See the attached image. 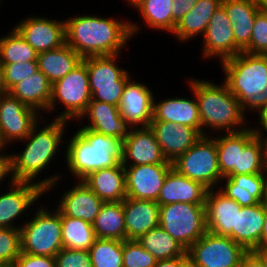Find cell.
Segmentation results:
<instances>
[{"instance_id": "6da1fadb", "label": "cell", "mask_w": 267, "mask_h": 267, "mask_svg": "<svg viewBox=\"0 0 267 267\" xmlns=\"http://www.w3.org/2000/svg\"><path fill=\"white\" fill-rule=\"evenodd\" d=\"M64 22L65 43L82 58L121 54L130 38L139 31L135 22L96 15H79Z\"/></svg>"}, {"instance_id": "7a4b0ae2", "label": "cell", "mask_w": 267, "mask_h": 267, "mask_svg": "<svg viewBox=\"0 0 267 267\" xmlns=\"http://www.w3.org/2000/svg\"><path fill=\"white\" fill-rule=\"evenodd\" d=\"M66 120L54 119L50 124L41 127L37 123L30 134L24 139L25 148L20 153L11 154L12 177L14 181L32 182L39 184L47 193L54 185H58L61 174L45 177L44 180L33 182L37 175L42 173L50 165L54 156L62 145L63 133L68 124ZM38 128V129H37ZM39 130V131H38ZM49 164V165H48Z\"/></svg>"}, {"instance_id": "3957f363", "label": "cell", "mask_w": 267, "mask_h": 267, "mask_svg": "<svg viewBox=\"0 0 267 267\" xmlns=\"http://www.w3.org/2000/svg\"><path fill=\"white\" fill-rule=\"evenodd\" d=\"M189 87L196 97L201 120V136L208 135L210 128L223 133L246 129L248 124L238 99L230 92L225 82L220 85L205 81L189 79ZM205 127V128H204ZM207 127V128H206ZM240 128V129H238ZM206 132V133H205Z\"/></svg>"}, {"instance_id": "277c9868", "label": "cell", "mask_w": 267, "mask_h": 267, "mask_svg": "<svg viewBox=\"0 0 267 267\" xmlns=\"http://www.w3.org/2000/svg\"><path fill=\"white\" fill-rule=\"evenodd\" d=\"M221 63L223 81L238 99L243 113L260 111L267 103V57L242 51Z\"/></svg>"}, {"instance_id": "5b68a950", "label": "cell", "mask_w": 267, "mask_h": 267, "mask_svg": "<svg viewBox=\"0 0 267 267\" xmlns=\"http://www.w3.org/2000/svg\"><path fill=\"white\" fill-rule=\"evenodd\" d=\"M66 148L67 167L78 181L98 169L115 166L121 158V142L117 138L88 128H79Z\"/></svg>"}, {"instance_id": "8992f818", "label": "cell", "mask_w": 267, "mask_h": 267, "mask_svg": "<svg viewBox=\"0 0 267 267\" xmlns=\"http://www.w3.org/2000/svg\"><path fill=\"white\" fill-rule=\"evenodd\" d=\"M25 223L20 226L21 252L55 257L63 248L61 214L57 210L52 212L40 206L34 217Z\"/></svg>"}, {"instance_id": "52a82bcc", "label": "cell", "mask_w": 267, "mask_h": 267, "mask_svg": "<svg viewBox=\"0 0 267 267\" xmlns=\"http://www.w3.org/2000/svg\"><path fill=\"white\" fill-rule=\"evenodd\" d=\"M119 56L116 54L82 59L88 70L91 100L119 106L124 87L131 79L128 71L116 64Z\"/></svg>"}, {"instance_id": "ba28073f", "label": "cell", "mask_w": 267, "mask_h": 267, "mask_svg": "<svg viewBox=\"0 0 267 267\" xmlns=\"http://www.w3.org/2000/svg\"><path fill=\"white\" fill-rule=\"evenodd\" d=\"M159 226L188 250L207 232L205 204L160 205Z\"/></svg>"}, {"instance_id": "9c48e42d", "label": "cell", "mask_w": 267, "mask_h": 267, "mask_svg": "<svg viewBox=\"0 0 267 267\" xmlns=\"http://www.w3.org/2000/svg\"><path fill=\"white\" fill-rule=\"evenodd\" d=\"M211 137L202 135L193 146L172 162V167L179 173L200 182L209 190L217 189L224 178L218 166L216 142Z\"/></svg>"}, {"instance_id": "30bf717a", "label": "cell", "mask_w": 267, "mask_h": 267, "mask_svg": "<svg viewBox=\"0 0 267 267\" xmlns=\"http://www.w3.org/2000/svg\"><path fill=\"white\" fill-rule=\"evenodd\" d=\"M57 101L62 103L65 109L54 119L77 120L85 111L91 101V92L88 70L83 60L66 76L52 85L49 113L56 109Z\"/></svg>"}, {"instance_id": "8fae6325", "label": "cell", "mask_w": 267, "mask_h": 267, "mask_svg": "<svg viewBox=\"0 0 267 267\" xmlns=\"http://www.w3.org/2000/svg\"><path fill=\"white\" fill-rule=\"evenodd\" d=\"M246 252L230 237L207 231L187 250V255L197 267H240Z\"/></svg>"}, {"instance_id": "7c38bea8", "label": "cell", "mask_w": 267, "mask_h": 267, "mask_svg": "<svg viewBox=\"0 0 267 267\" xmlns=\"http://www.w3.org/2000/svg\"><path fill=\"white\" fill-rule=\"evenodd\" d=\"M39 115L36 109L20 102L8 92L0 94V128L8 145L14 141H24L32 128L40 123Z\"/></svg>"}, {"instance_id": "4fadbf2b", "label": "cell", "mask_w": 267, "mask_h": 267, "mask_svg": "<svg viewBox=\"0 0 267 267\" xmlns=\"http://www.w3.org/2000/svg\"><path fill=\"white\" fill-rule=\"evenodd\" d=\"M120 162L123 166L172 164L164 156L150 127L131 129L129 136L121 143Z\"/></svg>"}, {"instance_id": "5bb4252c", "label": "cell", "mask_w": 267, "mask_h": 267, "mask_svg": "<svg viewBox=\"0 0 267 267\" xmlns=\"http://www.w3.org/2000/svg\"><path fill=\"white\" fill-rule=\"evenodd\" d=\"M38 53L54 50L65 44V22L30 16L13 27Z\"/></svg>"}, {"instance_id": "9a60e30c", "label": "cell", "mask_w": 267, "mask_h": 267, "mask_svg": "<svg viewBox=\"0 0 267 267\" xmlns=\"http://www.w3.org/2000/svg\"><path fill=\"white\" fill-rule=\"evenodd\" d=\"M233 25L220 5L211 17L203 37V58L217 57L220 62L238 55L242 50L235 44Z\"/></svg>"}, {"instance_id": "2e32d148", "label": "cell", "mask_w": 267, "mask_h": 267, "mask_svg": "<svg viewBox=\"0 0 267 267\" xmlns=\"http://www.w3.org/2000/svg\"><path fill=\"white\" fill-rule=\"evenodd\" d=\"M9 181L11 189L0 195V227L20 229L14 221L33 206L45 190L37 183L14 181L11 175Z\"/></svg>"}, {"instance_id": "e0dca14e", "label": "cell", "mask_w": 267, "mask_h": 267, "mask_svg": "<svg viewBox=\"0 0 267 267\" xmlns=\"http://www.w3.org/2000/svg\"><path fill=\"white\" fill-rule=\"evenodd\" d=\"M172 164L124 166L127 197L157 201Z\"/></svg>"}, {"instance_id": "ac0fdd59", "label": "cell", "mask_w": 267, "mask_h": 267, "mask_svg": "<svg viewBox=\"0 0 267 267\" xmlns=\"http://www.w3.org/2000/svg\"><path fill=\"white\" fill-rule=\"evenodd\" d=\"M132 81L126 83L118 106L121 116L132 128L149 127L153 119V91L140 81Z\"/></svg>"}, {"instance_id": "d6986e66", "label": "cell", "mask_w": 267, "mask_h": 267, "mask_svg": "<svg viewBox=\"0 0 267 267\" xmlns=\"http://www.w3.org/2000/svg\"><path fill=\"white\" fill-rule=\"evenodd\" d=\"M88 117L90 122L81 128H88L109 137L117 138L121 143L126 139L132 126L121 116L118 106L91 100L85 111L77 119L81 122Z\"/></svg>"}, {"instance_id": "ffe728a7", "label": "cell", "mask_w": 267, "mask_h": 267, "mask_svg": "<svg viewBox=\"0 0 267 267\" xmlns=\"http://www.w3.org/2000/svg\"><path fill=\"white\" fill-rule=\"evenodd\" d=\"M149 127L154 132L164 156L171 163L201 137L194 128L173 122L151 121Z\"/></svg>"}, {"instance_id": "44dd1931", "label": "cell", "mask_w": 267, "mask_h": 267, "mask_svg": "<svg viewBox=\"0 0 267 267\" xmlns=\"http://www.w3.org/2000/svg\"><path fill=\"white\" fill-rule=\"evenodd\" d=\"M208 190L205 201L207 231L219 236H229L236 229L238 202L228 198L219 189Z\"/></svg>"}, {"instance_id": "7402d4cb", "label": "cell", "mask_w": 267, "mask_h": 267, "mask_svg": "<svg viewBox=\"0 0 267 267\" xmlns=\"http://www.w3.org/2000/svg\"><path fill=\"white\" fill-rule=\"evenodd\" d=\"M208 188L191 180L171 167L165 177L157 203L166 205L176 202L205 204Z\"/></svg>"}, {"instance_id": "603a6c76", "label": "cell", "mask_w": 267, "mask_h": 267, "mask_svg": "<svg viewBox=\"0 0 267 267\" xmlns=\"http://www.w3.org/2000/svg\"><path fill=\"white\" fill-rule=\"evenodd\" d=\"M123 208L126 240H137L159 226L160 205L157 201L126 197Z\"/></svg>"}, {"instance_id": "cb8c5ba5", "label": "cell", "mask_w": 267, "mask_h": 267, "mask_svg": "<svg viewBox=\"0 0 267 267\" xmlns=\"http://www.w3.org/2000/svg\"><path fill=\"white\" fill-rule=\"evenodd\" d=\"M64 192L56 210L64 216L94 223L104 203L83 181Z\"/></svg>"}, {"instance_id": "d4e9b609", "label": "cell", "mask_w": 267, "mask_h": 267, "mask_svg": "<svg viewBox=\"0 0 267 267\" xmlns=\"http://www.w3.org/2000/svg\"><path fill=\"white\" fill-rule=\"evenodd\" d=\"M219 190L241 207L265 202L266 173L226 175Z\"/></svg>"}, {"instance_id": "484cf974", "label": "cell", "mask_w": 267, "mask_h": 267, "mask_svg": "<svg viewBox=\"0 0 267 267\" xmlns=\"http://www.w3.org/2000/svg\"><path fill=\"white\" fill-rule=\"evenodd\" d=\"M82 181L103 202H122L127 197L125 169L120 161L90 173Z\"/></svg>"}, {"instance_id": "4316f807", "label": "cell", "mask_w": 267, "mask_h": 267, "mask_svg": "<svg viewBox=\"0 0 267 267\" xmlns=\"http://www.w3.org/2000/svg\"><path fill=\"white\" fill-rule=\"evenodd\" d=\"M153 100V119L194 128L201 135V120L196 97L191 99L174 97L157 102Z\"/></svg>"}, {"instance_id": "83f0119b", "label": "cell", "mask_w": 267, "mask_h": 267, "mask_svg": "<svg viewBox=\"0 0 267 267\" xmlns=\"http://www.w3.org/2000/svg\"><path fill=\"white\" fill-rule=\"evenodd\" d=\"M265 220V202L237 210L236 229L228 236L246 251H254L260 242Z\"/></svg>"}, {"instance_id": "f1b7e54d", "label": "cell", "mask_w": 267, "mask_h": 267, "mask_svg": "<svg viewBox=\"0 0 267 267\" xmlns=\"http://www.w3.org/2000/svg\"><path fill=\"white\" fill-rule=\"evenodd\" d=\"M252 126L237 132H227L215 142L218 153V166L223 177L226 175H239L240 151L257 135Z\"/></svg>"}, {"instance_id": "f546056e", "label": "cell", "mask_w": 267, "mask_h": 267, "mask_svg": "<svg viewBox=\"0 0 267 267\" xmlns=\"http://www.w3.org/2000/svg\"><path fill=\"white\" fill-rule=\"evenodd\" d=\"M221 5L233 25L235 44L243 51L250 43L253 23L260 10L255 0H222Z\"/></svg>"}, {"instance_id": "4dcf8cb0", "label": "cell", "mask_w": 267, "mask_h": 267, "mask_svg": "<svg viewBox=\"0 0 267 267\" xmlns=\"http://www.w3.org/2000/svg\"><path fill=\"white\" fill-rule=\"evenodd\" d=\"M8 93L40 114L42 110L49 112L52 84L40 70L14 85Z\"/></svg>"}, {"instance_id": "1f68e13d", "label": "cell", "mask_w": 267, "mask_h": 267, "mask_svg": "<svg viewBox=\"0 0 267 267\" xmlns=\"http://www.w3.org/2000/svg\"><path fill=\"white\" fill-rule=\"evenodd\" d=\"M222 0H198L194 7L177 22L172 34L178 41L186 42L204 35L208 23Z\"/></svg>"}, {"instance_id": "d6a6232c", "label": "cell", "mask_w": 267, "mask_h": 267, "mask_svg": "<svg viewBox=\"0 0 267 267\" xmlns=\"http://www.w3.org/2000/svg\"><path fill=\"white\" fill-rule=\"evenodd\" d=\"M82 59L77 52L65 43L57 49L38 53V70L53 85L72 71Z\"/></svg>"}, {"instance_id": "836d02e7", "label": "cell", "mask_w": 267, "mask_h": 267, "mask_svg": "<svg viewBox=\"0 0 267 267\" xmlns=\"http://www.w3.org/2000/svg\"><path fill=\"white\" fill-rule=\"evenodd\" d=\"M96 238L126 240L122 202H104L93 223Z\"/></svg>"}, {"instance_id": "e575fe53", "label": "cell", "mask_w": 267, "mask_h": 267, "mask_svg": "<svg viewBox=\"0 0 267 267\" xmlns=\"http://www.w3.org/2000/svg\"><path fill=\"white\" fill-rule=\"evenodd\" d=\"M137 240L157 261L188 256L182 244L160 226L151 229Z\"/></svg>"}, {"instance_id": "d590c367", "label": "cell", "mask_w": 267, "mask_h": 267, "mask_svg": "<svg viewBox=\"0 0 267 267\" xmlns=\"http://www.w3.org/2000/svg\"><path fill=\"white\" fill-rule=\"evenodd\" d=\"M63 248L89 251L96 236L93 224L83 219L61 215Z\"/></svg>"}, {"instance_id": "8d00e7d4", "label": "cell", "mask_w": 267, "mask_h": 267, "mask_svg": "<svg viewBox=\"0 0 267 267\" xmlns=\"http://www.w3.org/2000/svg\"><path fill=\"white\" fill-rule=\"evenodd\" d=\"M253 130L257 135L240 151L239 174L266 173L267 153L264 134L259 128L255 127Z\"/></svg>"}, {"instance_id": "74e56055", "label": "cell", "mask_w": 267, "mask_h": 267, "mask_svg": "<svg viewBox=\"0 0 267 267\" xmlns=\"http://www.w3.org/2000/svg\"><path fill=\"white\" fill-rule=\"evenodd\" d=\"M7 36L0 37V62L2 64L37 61V52L13 28Z\"/></svg>"}, {"instance_id": "f35d334b", "label": "cell", "mask_w": 267, "mask_h": 267, "mask_svg": "<svg viewBox=\"0 0 267 267\" xmlns=\"http://www.w3.org/2000/svg\"><path fill=\"white\" fill-rule=\"evenodd\" d=\"M173 0H145L136 10L146 26L172 33Z\"/></svg>"}, {"instance_id": "ab89813d", "label": "cell", "mask_w": 267, "mask_h": 267, "mask_svg": "<svg viewBox=\"0 0 267 267\" xmlns=\"http://www.w3.org/2000/svg\"><path fill=\"white\" fill-rule=\"evenodd\" d=\"M89 253L92 267H123L120 240L96 238Z\"/></svg>"}, {"instance_id": "60d3db41", "label": "cell", "mask_w": 267, "mask_h": 267, "mask_svg": "<svg viewBox=\"0 0 267 267\" xmlns=\"http://www.w3.org/2000/svg\"><path fill=\"white\" fill-rule=\"evenodd\" d=\"M20 253V229L0 227V267L12 265Z\"/></svg>"}, {"instance_id": "b9f144b4", "label": "cell", "mask_w": 267, "mask_h": 267, "mask_svg": "<svg viewBox=\"0 0 267 267\" xmlns=\"http://www.w3.org/2000/svg\"><path fill=\"white\" fill-rule=\"evenodd\" d=\"M123 267H155L157 260L138 240L122 241Z\"/></svg>"}, {"instance_id": "7bdbcfd3", "label": "cell", "mask_w": 267, "mask_h": 267, "mask_svg": "<svg viewBox=\"0 0 267 267\" xmlns=\"http://www.w3.org/2000/svg\"><path fill=\"white\" fill-rule=\"evenodd\" d=\"M38 71V62H19L3 64V79L5 91L8 92L14 85L32 76Z\"/></svg>"}, {"instance_id": "ee69618b", "label": "cell", "mask_w": 267, "mask_h": 267, "mask_svg": "<svg viewBox=\"0 0 267 267\" xmlns=\"http://www.w3.org/2000/svg\"><path fill=\"white\" fill-rule=\"evenodd\" d=\"M243 52L261 55L267 53V12L260 11L256 15L250 43Z\"/></svg>"}, {"instance_id": "f6af8a7d", "label": "cell", "mask_w": 267, "mask_h": 267, "mask_svg": "<svg viewBox=\"0 0 267 267\" xmlns=\"http://www.w3.org/2000/svg\"><path fill=\"white\" fill-rule=\"evenodd\" d=\"M56 267H92L89 251L62 248L56 255Z\"/></svg>"}, {"instance_id": "bcb514c9", "label": "cell", "mask_w": 267, "mask_h": 267, "mask_svg": "<svg viewBox=\"0 0 267 267\" xmlns=\"http://www.w3.org/2000/svg\"><path fill=\"white\" fill-rule=\"evenodd\" d=\"M14 267H56L55 257L21 252L12 264Z\"/></svg>"}, {"instance_id": "7dc6e473", "label": "cell", "mask_w": 267, "mask_h": 267, "mask_svg": "<svg viewBox=\"0 0 267 267\" xmlns=\"http://www.w3.org/2000/svg\"><path fill=\"white\" fill-rule=\"evenodd\" d=\"M198 0H173L172 10V33L177 22L188 13Z\"/></svg>"}, {"instance_id": "c3c4849f", "label": "cell", "mask_w": 267, "mask_h": 267, "mask_svg": "<svg viewBox=\"0 0 267 267\" xmlns=\"http://www.w3.org/2000/svg\"><path fill=\"white\" fill-rule=\"evenodd\" d=\"M0 153V184L10 174L12 176L11 154Z\"/></svg>"}, {"instance_id": "681fc988", "label": "cell", "mask_w": 267, "mask_h": 267, "mask_svg": "<svg viewBox=\"0 0 267 267\" xmlns=\"http://www.w3.org/2000/svg\"><path fill=\"white\" fill-rule=\"evenodd\" d=\"M240 267H265V265L254 251H247L241 259Z\"/></svg>"}, {"instance_id": "f907efd6", "label": "cell", "mask_w": 267, "mask_h": 267, "mask_svg": "<svg viewBox=\"0 0 267 267\" xmlns=\"http://www.w3.org/2000/svg\"><path fill=\"white\" fill-rule=\"evenodd\" d=\"M187 260L188 256L159 260L156 262L155 267H182Z\"/></svg>"}, {"instance_id": "816d5d0a", "label": "cell", "mask_w": 267, "mask_h": 267, "mask_svg": "<svg viewBox=\"0 0 267 267\" xmlns=\"http://www.w3.org/2000/svg\"><path fill=\"white\" fill-rule=\"evenodd\" d=\"M257 248H267V204L265 203V220L261 239Z\"/></svg>"}, {"instance_id": "f5cc1de1", "label": "cell", "mask_w": 267, "mask_h": 267, "mask_svg": "<svg viewBox=\"0 0 267 267\" xmlns=\"http://www.w3.org/2000/svg\"><path fill=\"white\" fill-rule=\"evenodd\" d=\"M259 112V122L262 125L265 132H267V103L261 108Z\"/></svg>"}, {"instance_id": "db71d44e", "label": "cell", "mask_w": 267, "mask_h": 267, "mask_svg": "<svg viewBox=\"0 0 267 267\" xmlns=\"http://www.w3.org/2000/svg\"><path fill=\"white\" fill-rule=\"evenodd\" d=\"M254 252L260 257L265 267H267V248H256Z\"/></svg>"}, {"instance_id": "11a10c76", "label": "cell", "mask_w": 267, "mask_h": 267, "mask_svg": "<svg viewBox=\"0 0 267 267\" xmlns=\"http://www.w3.org/2000/svg\"><path fill=\"white\" fill-rule=\"evenodd\" d=\"M6 93L3 79V64L0 62V94Z\"/></svg>"}, {"instance_id": "9f6ffc18", "label": "cell", "mask_w": 267, "mask_h": 267, "mask_svg": "<svg viewBox=\"0 0 267 267\" xmlns=\"http://www.w3.org/2000/svg\"><path fill=\"white\" fill-rule=\"evenodd\" d=\"M260 11L267 12V0H255Z\"/></svg>"}, {"instance_id": "6f0895ef", "label": "cell", "mask_w": 267, "mask_h": 267, "mask_svg": "<svg viewBox=\"0 0 267 267\" xmlns=\"http://www.w3.org/2000/svg\"><path fill=\"white\" fill-rule=\"evenodd\" d=\"M7 146H8V144L6 143V141L2 135L1 128H0V153H2L3 151H6L5 149Z\"/></svg>"}, {"instance_id": "680465c9", "label": "cell", "mask_w": 267, "mask_h": 267, "mask_svg": "<svg viewBox=\"0 0 267 267\" xmlns=\"http://www.w3.org/2000/svg\"><path fill=\"white\" fill-rule=\"evenodd\" d=\"M145 0H126L127 3L133 6L134 9H137Z\"/></svg>"}, {"instance_id": "91938a15", "label": "cell", "mask_w": 267, "mask_h": 267, "mask_svg": "<svg viewBox=\"0 0 267 267\" xmlns=\"http://www.w3.org/2000/svg\"><path fill=\"white\" fill-rule=\"evenodd\" d=\"M182 267H197L189 259L183 264Z\"/></svg>"}, {"instance_id": "94428289", "label": "cell", "mask_w": 267, "mask_h": 267, "mask_svg": "<svg viewBox=\"0 0 267 267\" xmlns=\"http://www.w3.org/2000/svg\"><path fill=\"white\" fill-rule=\"evenodd\" d=\"M265 203L267 204V169H266Z\"/></svg>"}, {"instance_id": "6125c7cd", "label": "cell", "mask_w": 267, "mask_h": 267, "mask_svg": "<svg viewBox=\"0 0 267 267\" xmlns=\"http://www.w3.org/2000/svg\"><path fill=\"white\" fill-rule=\"evenodd\" d=\"M263 139L266 141V153H267V136L265 137H263Z\"/></svg>"}, {"instance_id": "be15d7a7", "label": "cell", "mask_w": 267, "mask_h": 267, "mask_svg": "<svg viewBox=\"0 0 267 267\" xmlns=\"http://www.w3.org/2000/svg\"><path fill=\"white\" fill-rule=\"evenodd\" d=\"M2 267H14L13 265H8V266H2Z\"/></svg>"}]
</instances>
